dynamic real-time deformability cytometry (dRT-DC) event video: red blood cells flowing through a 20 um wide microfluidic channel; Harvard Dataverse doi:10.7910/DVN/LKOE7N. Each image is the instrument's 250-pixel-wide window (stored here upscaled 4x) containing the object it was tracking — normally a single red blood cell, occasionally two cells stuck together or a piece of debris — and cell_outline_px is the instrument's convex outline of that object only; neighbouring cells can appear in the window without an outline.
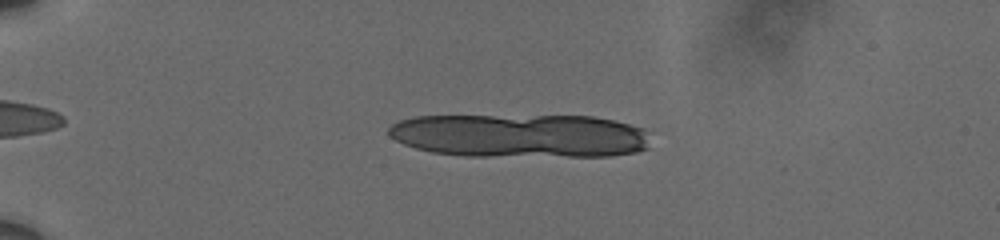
{"species": "human", "species_latin": "Homo sapiens", "temperature_condition": "cold", "stored_images_in_passage": 11, "segment_of_instrument_passage": [1, 2], "camera_frame_rate_fps": 3000, "um_per_image_px": 0.085, "donor": {"sex": "male"}, "frame": {"image": 1, "passage_image": 7, "time_ms": 2.0, "image_size_px": [1000, 240], "cell_outline_px": [[640, 148], [628, 152], [444, 152], [424, 148], [408, 120], [432, 116], [580, 116], [608, 120], [624, 124], [632, 128], [636, 136]], "centroid_in_image_um": [44.51, 11.41], "position_along_channel_um": 40.5, "area_um2": 54.56}}